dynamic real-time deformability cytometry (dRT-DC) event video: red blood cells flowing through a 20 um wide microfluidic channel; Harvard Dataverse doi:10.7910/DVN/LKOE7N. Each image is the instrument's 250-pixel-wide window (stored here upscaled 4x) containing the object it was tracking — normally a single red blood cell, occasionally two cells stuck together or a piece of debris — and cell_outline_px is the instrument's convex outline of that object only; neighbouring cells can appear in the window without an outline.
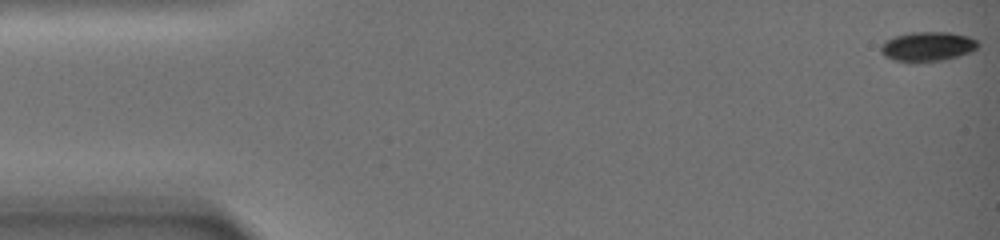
{"species": "common noctule bat (a hibernating species)", "species_latin": "Nyctalus noctula", "temperature_condition": "warm", "stored_images_in_passage": 70, "camera_frame_rate_fps": 3000, "um_per_image_px": 0.085, "animal": {"sex": "female", "body_mass_g": 19.0, "forearm_length_mm": 51.5}, "frame": {"image": 1, "passage_image": 1, "time_ms": 0.0, "image_size_px": [1000, 240], "cell_outline_px": [[980, 44], [972, 52], [944, 60], [916, 64], [892, 60], [884, 56], [880, 52], [880, 44], [884, 40], [896, 36], [912, 32], [948, 32], [968, 36], [976, 40]], "centroid_in_image_um": [78.8, 3.98], "position_along_channel_um": 6.2, "area_um2": 17.22}}
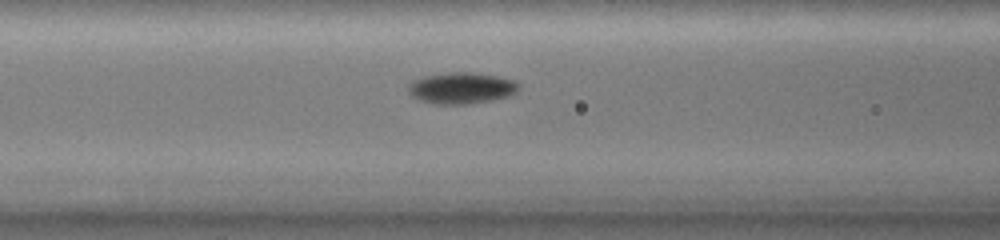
{"frame": {"image": 2, "passage_image": 34, "time_ms": 10.0, "image_size_px": [1000, 240], "cell_outline_px": [[520, 88], [512, 96], [492, 100], [464, 104], [432, 104], [420, 100], [412, 96], [408, 92], [408, 84], [412, 80], [424, 76], [448, 72], [476, 72], [496, 76], [512, 80], [520, 84]], "centroid_in_image_um": [39.22, 7.48], "position_along_channel_um": 127.4, "area_um2": 20.4}}
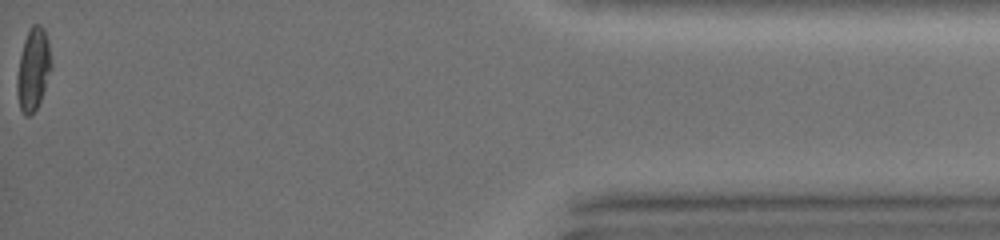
{"frame": {"image": 3, "passage_image": 69, "time_ms": 24.333, "image_size_px": [1000, 240], "cell_outline_px": [[52, 68], [40, 100], [36, 108], [28, 116], [24, 116], [20, 108], [16, 88], [16, 76], [20, 56], [24, 40], [28, 28], [32, 24], [40, 24], [44, 28], [48, 40], [52, 60]], "centroid_in_image_um": [2.82, 5.84], "position_along_channel_um": 432.4, "area_um2": 16.59}, "authors_computed_cell_mechanics": {"area_um2": 18.0047, "velocity_mm_per_s": 2.6611, "shape_relaxation_time_tau1_ms": 4.4748, "shape_relaxation_time_tau2_ms": null, "deformation_change_tau1": 0.141, "deformation_change_tau2": null}}